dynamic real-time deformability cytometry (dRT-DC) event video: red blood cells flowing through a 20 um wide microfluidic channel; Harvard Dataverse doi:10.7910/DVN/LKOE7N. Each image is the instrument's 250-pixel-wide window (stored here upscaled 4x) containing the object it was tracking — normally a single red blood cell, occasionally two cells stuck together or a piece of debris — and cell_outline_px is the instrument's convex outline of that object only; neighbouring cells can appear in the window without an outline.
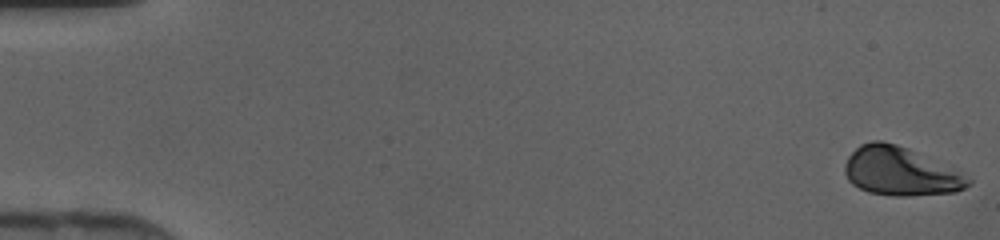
{"species": "human", "species_latin": "Homo sapiens", "temperature_condition": "cold", "stored_images_in_passage": 46, "camera_frame_rate_fps": 3000, "um_per_image_px": 0.085, "donor": {"sex": "female"}, "frame": {"image": 1, "passage_image": 1, "time_ms": 0.0, "image_size_px": [1000, 240], "cell_outline_px": [[972, 184], [956, 192], [908, 196], [892, 196], [868, 192], [852, 184], [848, 180], [844, 172], [844, 164], [848, 156], [860, 144], [872, 140], [880, 140], [896, 144], [908, 148], [972, 180]], "centroid_in_image_um": [76.45, 14.58], "position_along_channel_um": 8.5, "area_um2": 34.45}}
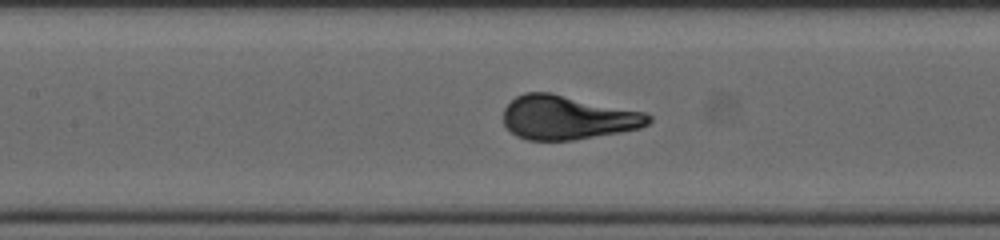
{"frame": {"image": 2, "passage_image": 22, "time_ms": 7.0, "image_size_px": [1000, 240], "cell_outline_px": [[652, 120], [648, 124], [640, 128], [620, 132], [572, 140], [528, 140], [516, 136], [504, 124], [504, 108], [516, 96], [524, 92], [548, 92], [644, 112], [652, 116]], "centroid_in_image_um": [48.23, 9.99], "position_along_channel_um": 159.2, "area_um2": 36.93}}
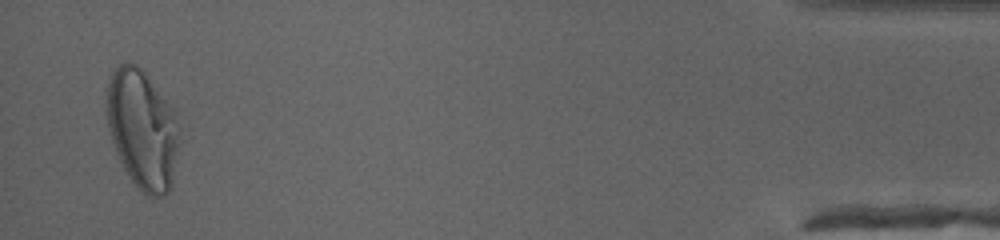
{"frame": {"image": 3, "passage_image": 45, "time_ms": 14.667, "image_size_px": [1000, 240], "cell_outline_px": [[176, 148], [172, 188], [164, 196], [148, 196], [140, 192], [136, 188], [128, 176], [116, 152], [108, 128], [104, 112], [104, 100], [108, 84], [112, 72], [120, 64], [136, 64], [144, 72], [176, 112]], "centroid_in_image_um": [12.04, 11.01], "position_along_channel_um": 423.2, "area_um2": 50.17}}